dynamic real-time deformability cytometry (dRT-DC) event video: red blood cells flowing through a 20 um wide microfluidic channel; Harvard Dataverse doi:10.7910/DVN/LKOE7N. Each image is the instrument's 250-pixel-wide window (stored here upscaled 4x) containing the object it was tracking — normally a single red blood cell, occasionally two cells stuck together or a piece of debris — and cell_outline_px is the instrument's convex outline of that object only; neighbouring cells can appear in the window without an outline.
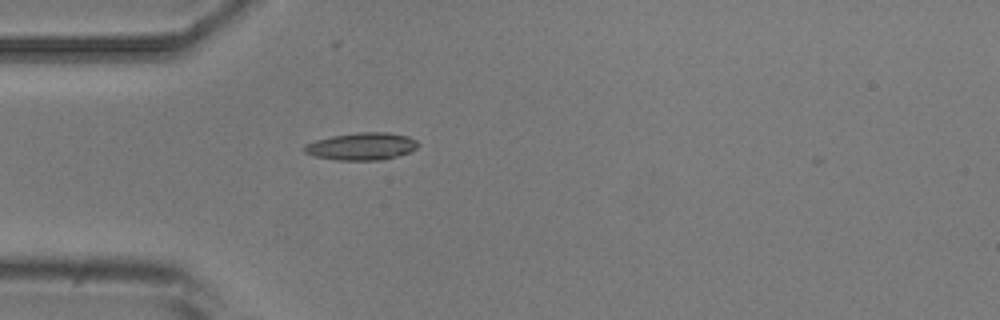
{"species": "common noctule bat (a hibernating species)", "species_latin": "Nyctalus noctula", "temperature_condition": "room temperature", "stored_images_in_passage": 1, "camera_frame_rate_fps": 3000, "um_per_image_px": 0.085, "animal": {"sex": "male", "body_mass_g": 20.5, "forearm_length_mm": 52.5}, "frame": {"image": 1, "passage_image": 1, "time_ms": 0.0, "image_size_px": [1000, 320], "cell_outline_px": [[420, 144], [416, 148], [408, 152], [396, 156], [380, 160], [336, 160], [316, 156], [304, 152], [304, 144], [316, 140], [332, 136], [356, 132], [388, 132], [408, 136], [416, 140]], "centroid_in_image_um": [30.74, 12.43], "position_along_channel_um": 54.3, "area_um2": 18.09}}